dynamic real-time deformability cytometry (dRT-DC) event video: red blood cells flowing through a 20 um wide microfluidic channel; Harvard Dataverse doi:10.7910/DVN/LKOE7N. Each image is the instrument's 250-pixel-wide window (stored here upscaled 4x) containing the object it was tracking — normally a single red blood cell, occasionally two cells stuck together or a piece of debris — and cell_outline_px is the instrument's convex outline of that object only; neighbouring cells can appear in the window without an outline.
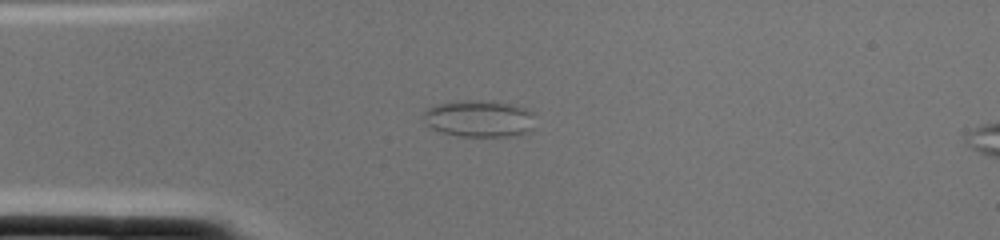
{"species": "common noctule bat (a hibernating species)", "species_latin": "Nyctalus noctula", "temperature_condition": "cold", "stored_images_in_passage": 2, "camera_frame_rate_fps": 3000, "um_per_image_px": 0.085, "animal": {"sex": "female", "body_mass_g": 22.0, "forearm_length_mm": 56.7}, "frame": {"image": 1, "passage_image": 1, "time_ms": 0.0, "image_size_px": [1000, 240], "cell_outline_px": [[532, 128], [516, 136], [460, 136], [444, 132], [432, 128], [424, 120], [424, 112], [428, 108], [440, 104], [460, 100], [476, 100], [508, 104], [524, 108], [532, 112]], "centroid_in_image_um": [40.71, 10.08], "position_along_channel_um": 44.3, "area_um2": 23.35}}